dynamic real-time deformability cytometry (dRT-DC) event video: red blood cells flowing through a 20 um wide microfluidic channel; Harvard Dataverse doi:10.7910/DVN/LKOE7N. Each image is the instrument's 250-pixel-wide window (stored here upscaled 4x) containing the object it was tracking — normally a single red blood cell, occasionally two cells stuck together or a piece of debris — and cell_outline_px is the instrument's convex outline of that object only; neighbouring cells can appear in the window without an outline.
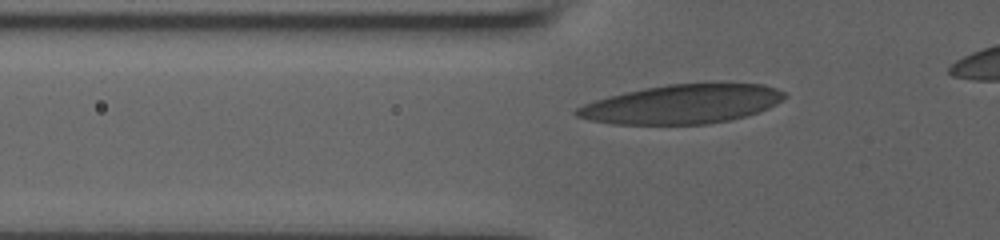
{"species": "human", "species_latin": "Homo sapiens", "temperature_condition": "room temperature", "stored_images_in_passage": 34, "camera_frame_rate_fps": 3000, "um_per_image_px": 0.085, "donor": {"sex": "male"}, "frame": {"image": 1, "passage_image": 7, "time_ms": 2.0, "image_size_px": [1000, 240], "cell_outline_px": [[788, 96], [776, 104], [760, 112], [728, 120], [708, 124], [612, 124], [588, 120], [576, 116], [572, 112], [576, 108], [584, 104], [608, 96], [644, 88], [668, 84], [764, 84], [776, 88], [784, 92]], "centroid_in_image_um": [57.96, 8.86], "position_along_channel_um": 67.8, "area_um2": 47.16}}
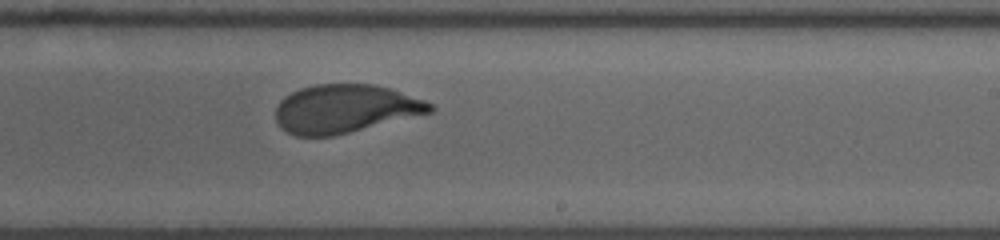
{"frame": {"image": 2, "passage_image": 22, "time_ms": 7.0, "image_size_px": [1000, 240], "cell_outline_px": [[436, 108], [432, 112], [332, 136], [296, 136], [288, 132], [276, 120], [276, 108], [280, 100], [284, 96], [300, 88], [316, 84], [376, 84], [392, 88], [424, 100], [432, 104]], "centroid_in_image_um": [29.34, 9.23], "position_along_channel_um": 259.7, "area_um2": 43.35}}
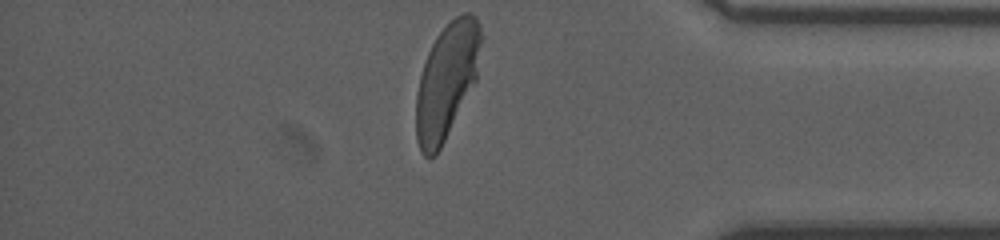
{"frame": {"image": 3, "passage_image": 34, "time_ms": 11.0, "image_size_px": [1000, 240], "cell_outline_px": [[484, 36], [476, 80], [436, 156], [428, 160], [420, 152], [416, 140], [416, 96], [420, 76], [428, 52], [436, 36], [456, 16], [464, 12], [468, 12], [476, 16], [480, 24]], "centroid_in_image_um": [37.99, 6.87], "position_along_channel_um": 397.2, "area_um2": 43.93}, "authors_computed_cell_mechanics": {"area_um2": 44.9973, "velocity_mm_per_s": 3.9179, "shape_relaxation_time_tau1_ms": 3.451, "shape_relaxation_time_tau2_ms": null, "deformation_change_tau1": 0.1791, "deformation_change_tau2": null}}